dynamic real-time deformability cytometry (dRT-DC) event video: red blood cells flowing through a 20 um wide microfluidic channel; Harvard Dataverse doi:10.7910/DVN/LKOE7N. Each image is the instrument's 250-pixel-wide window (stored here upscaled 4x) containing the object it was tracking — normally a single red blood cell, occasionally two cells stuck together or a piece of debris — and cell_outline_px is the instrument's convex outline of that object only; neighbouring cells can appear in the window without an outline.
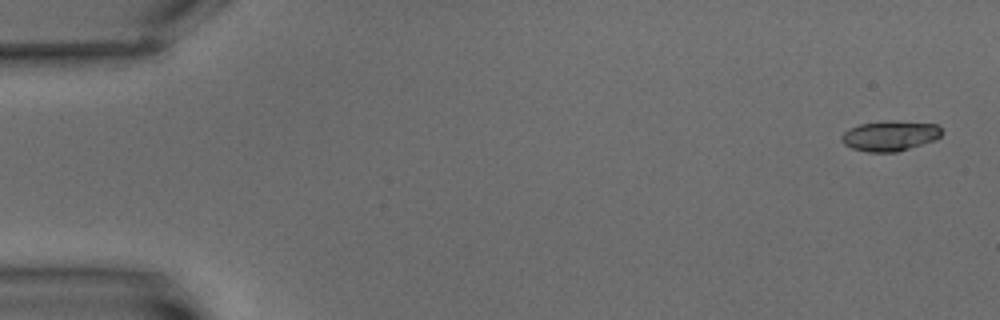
{"species": "common noctule bat (a hibernating species)", "species_latin": "Nyctalus noctula", "temperature_condition": "warm", "stored_images_in_passage": 6, "camera_frame_rate_fps": 3000, "um_per_image_px": 0.085, "animal": {"sex": "male", "body_mass_g": 15.6}, "frame": {"image": 1, "passage_image": 1, "time_ms": 0.0, "image_size_px": [1000, 320], "cell_outline_px": [[940, 136], [936, 140], [896, 152], [868, 152], [852, 148], [844, 144], [840, 140], [840, 136], [844, 132], [860, 124], [936, 124], [940, 128]], "centroid_in_image_um": [75.6, 11.62], "position_along_channel_um": 9.4, "area_um2": 16.42}}
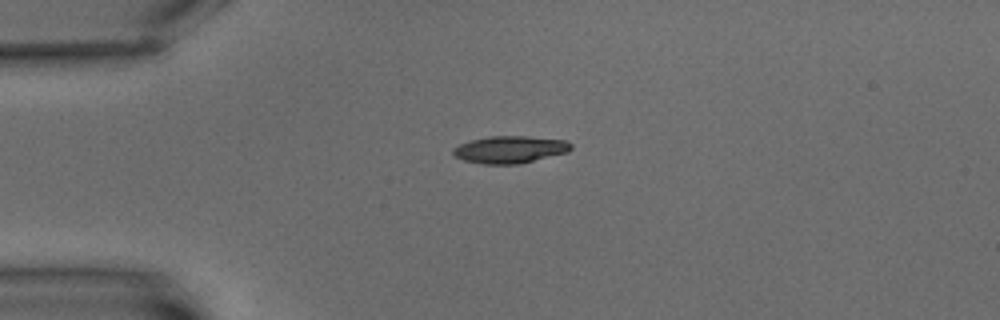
{"frame": {"image": 2, "passage_image": 5, "time_ms": 4.667, "image_size_px": [1000, 320], "cell_outline_px": [[572, 148], [568, 152], [520, 164], [484, 164], [464, 160], [452, 156], [452, 148], [460, 144], [472, 140], [488, 136], [524, 136], [564, 140], [572, 144]], "centroid_in_image_um": [43.32, 12.71], "position_along_channel_um": 41.7, "area_um2": 18.73}}